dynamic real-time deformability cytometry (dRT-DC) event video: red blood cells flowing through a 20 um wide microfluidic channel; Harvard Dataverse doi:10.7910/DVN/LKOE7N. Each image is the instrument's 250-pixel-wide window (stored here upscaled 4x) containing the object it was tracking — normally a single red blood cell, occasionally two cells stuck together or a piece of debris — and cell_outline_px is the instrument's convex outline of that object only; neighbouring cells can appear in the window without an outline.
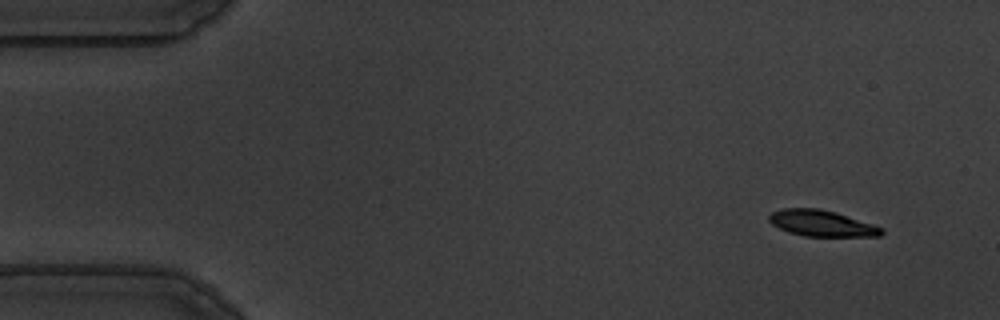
{"species": "common noctule bat (a hibernating species)", "species_latin": "Nyctalus noctula", "temperature_condition": "warm", "stored_images_in_passage": 52, "camera_frame_rate_fps": 3000, "um_per_image_px": 0.085, "animal": {"sex": "male", "body_mass_g": 19.5, "forearm_length_mm": 54.6}, "frame": {"image": 1, "passage_image": 1, "time_ms": 0.0, "image_size_px": [1000, 320], "cell_outline_px": [[884, 232], [880, 236], [804, 236], [788, 232], [772, 224], [768, 220], [768, 216], [772, 212], [780, 208], [816, 208], [836, 212], [884, 228]], "centroid_in_image_um": [69.82, 18.98], "position_along_channel_um": 15.2, "area_um2": 17.11}}
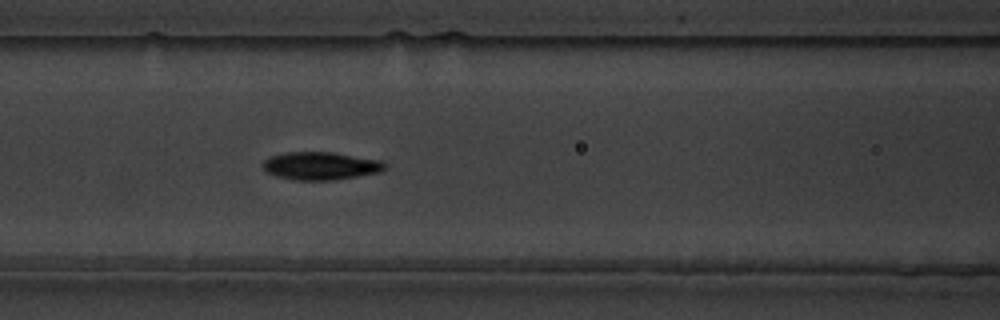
{"frame": {"image": 2, "passage_image": 20, "time_ms": 6.333, "image_size_px": [1000, 320], "cell_outline_px": [[388, 168], [380, 172], [332, 180], [292, 180], [276, 176], [264, 172], [264, 160], [272, 156], [284, 152], [332, 152], [380, 160], [388, 164]], "centroid_in_image_um": [27.27, 14.1], "position_along_channel_um": 139.3, "area_um2": 19.88}}
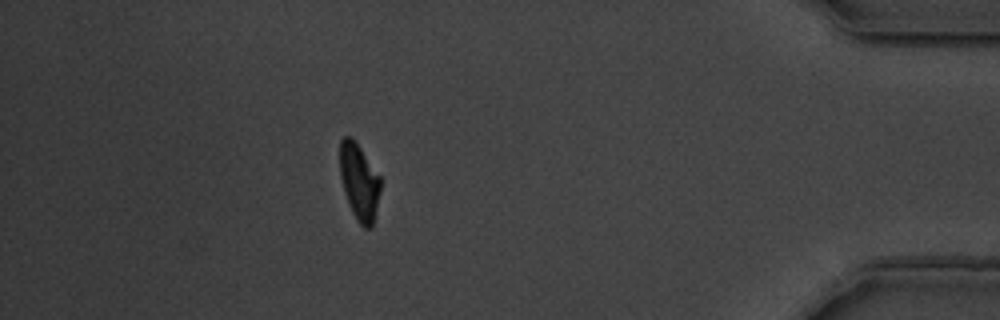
{"frame": {"image": 3, "passage_image": 46, "time_ms": 15.0, "image_size_px": [1000, 320], "cell_outline_px": [[380, 192], [372, 228], [364, 228], [356, 220], [352, 212], [344, 192], [340, 176], [340, 140], [344, 136], [352, 136], [356, 140], [380, 176]], "centroid_in_image_um": [30.53, 15.43], "position_along_channel_um": 404.7, "area_um2": 18.26}, "authors_computed_cell_mechanics": {"area_um2": 19.1318, "velocity_mm_per_s": 3.6106, "shape_relaxation_time_tau1_ms": 3.1161, "shape_relaxation_time_tau2_ms": 1.8345, "deformation_change_tau1": 0.1644, "deformation_change_tau2": 0.0727}}